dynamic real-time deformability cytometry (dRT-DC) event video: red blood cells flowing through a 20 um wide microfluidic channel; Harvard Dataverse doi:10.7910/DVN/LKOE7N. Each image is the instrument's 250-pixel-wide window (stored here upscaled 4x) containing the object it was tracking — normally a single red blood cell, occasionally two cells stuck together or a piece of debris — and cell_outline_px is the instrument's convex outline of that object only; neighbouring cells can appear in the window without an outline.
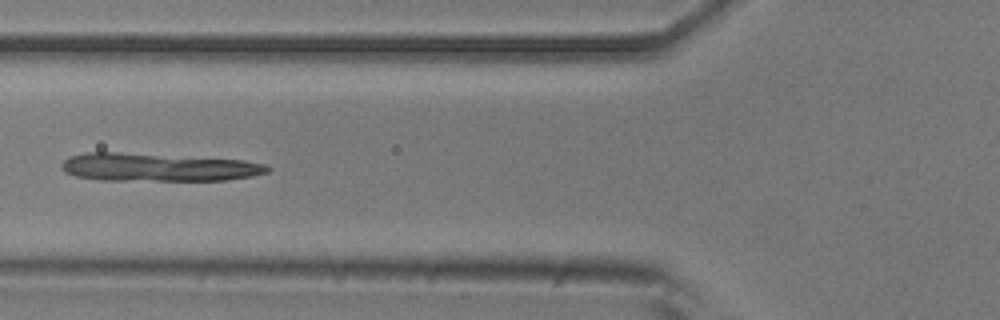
{"species": "common noctule bat (a hibernating species)", "species_latin": "Nyctalus noctula", "temperature_condition": "room temperature", "stored_images_in_passage": 47, "camera_frame_rate_fps": 3000, "um_per_image_px": 0.085, "animal": {"sex": "male", "body_mass_g": 20.5, "forearm_length_mm": 52.5}, "frame": {"image": 1, "passage_image": 18, "time_ms": 5.667, "image_size_px": [1000, 320], "cell_outline_px": [[272, 168], [268, 172], [252, 176], [224, 180], [100, 180], [76, 176], [64, 172], [60, 168], [60, 164], [68, 156], [88, 152], [120, 152], [244, 160], [264, 164]], "centroid_in_image_um": [13.39, 14.21], "position_along_channel_um": 112.4, "area_um2": 33.76}}
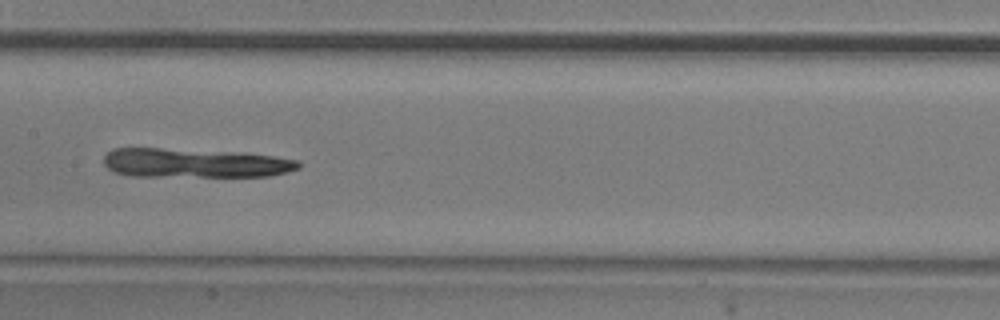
{"frame": {"image": 2, "passage_image": 24, "time_ms": 7.667, "image_size_px": [1000, 320], "cell_outline_px": [[300, 168], [288, 172], [268, 176], [132, 176], [116, 172], [108, 168], [104, 164], [104, 156], [112, 148], [160, 148], [244, 152], [272, 156], [296, 160], [300, 164]], "centroid_in_image_um": [16.55, 13.85], "position_along_channel_um": 190.8, "area_um2": 33.18}}
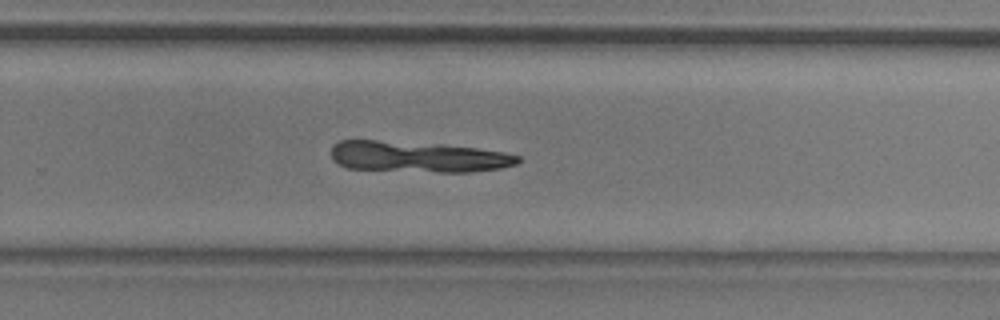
{"frame": {"image": 3, "passage_image": 32, "time_ms": 10.333, "image_size_px": [1000, 320], "cell_outline_px": [[520, 160], [516, 164], [500, 168], [472, 172], [436, 172], [348, 168], [332, 160], [332, 144], [340, 140], [376, 140], [444, 144], [476, 148], [504, 152], [520, 156]], "centroid_in_image_um": [35.52, 13.32], "position_along_channel_um": 294.3, "area_um2": 33.76}}